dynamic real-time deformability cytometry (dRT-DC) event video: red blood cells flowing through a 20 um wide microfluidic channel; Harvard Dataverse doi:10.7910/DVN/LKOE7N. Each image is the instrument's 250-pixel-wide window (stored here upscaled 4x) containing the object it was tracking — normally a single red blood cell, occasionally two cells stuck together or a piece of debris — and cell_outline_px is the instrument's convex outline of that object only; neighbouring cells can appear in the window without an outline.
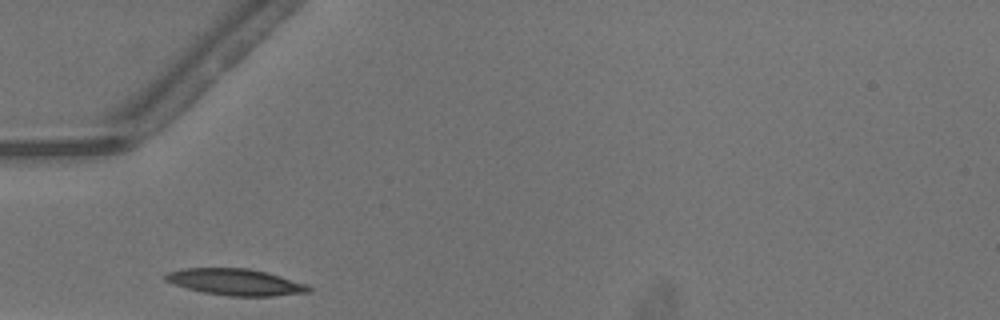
{"species": "common noctule bat (a hibernating species)", "species_latin": "Nyctalus noctula", "temperature_condition": "warm", "stored_images_in_passage": 18, "camera_frame_rate_fps": 3000, "um_per_image_px": 0.085, "animal": {"sex": "male", "body_mass_g": 13.3}, "frame": {"image": 1, "passage_image": 1, "time_ms": 0.0, "image_size_px": [1000, 320], "cell_outline_px": [[312, 292], [272, 296], [228, 296], [204, 292], [188, 288], [164, 280], [164, 276], [168, 272], [184, 268], [248, 268], [268, 272], [308, 284], [312, 288]], "centroid_in_image_um": [20.09, 23.97], "position_along_channel_um": 64.9, "area_um2": 22.14}}
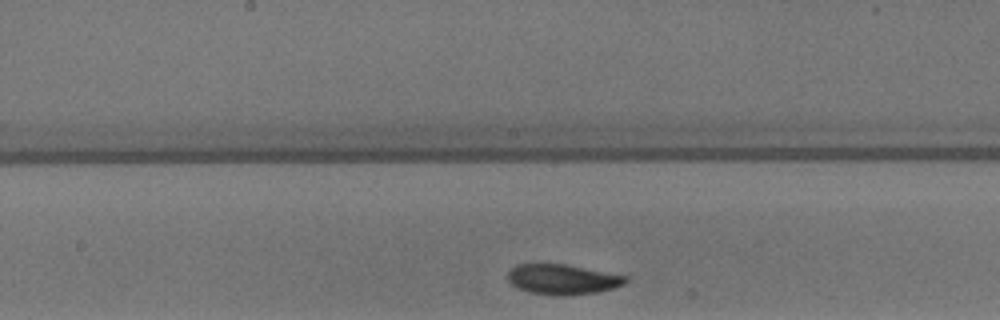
{"frame": {"image": 2, "passage_image": 11, "time_ms": 3.333, "image_size_px": [1000, 320], "cell_outline_px": [[628, 280], [624, 284], [612, 288], [596, 292], [564, 296], [556, 296], [528, 292], [516, 288], [508, 280], [508, 272], [516, 264], [564, 264], [628, 276]], "centroid_in_image_um": [47.79, 23.75], "position_along_channel_um": 200.4, "area_um2": 20.69}}
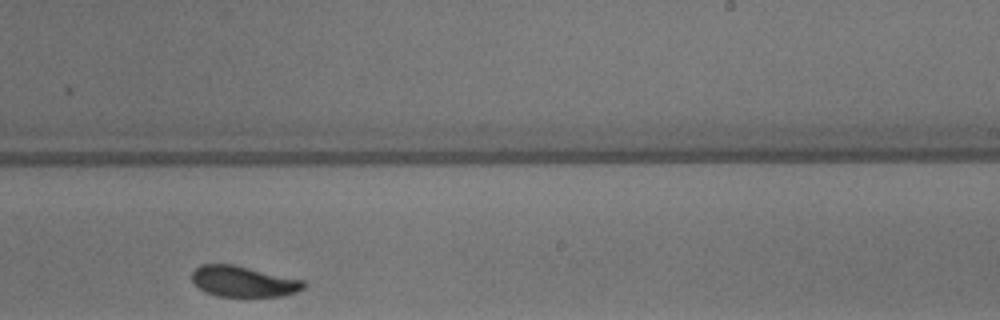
{"frame": {"image": 3, "passage_image": 16, "time_ms": 5.0, "image_size_px": [1000, 320], "cell_outline_px": [[308, 284], [304, 288], [296, 292], [284, 296], [216, 296], [204, 292], [192, 280], [192, 272], [200, 264], [232, 264], [304, 280]], "centroid_in_image_um": [20.7, 23.92], "position_along_channel_um": 268.3, "area_um2": 20.06}}